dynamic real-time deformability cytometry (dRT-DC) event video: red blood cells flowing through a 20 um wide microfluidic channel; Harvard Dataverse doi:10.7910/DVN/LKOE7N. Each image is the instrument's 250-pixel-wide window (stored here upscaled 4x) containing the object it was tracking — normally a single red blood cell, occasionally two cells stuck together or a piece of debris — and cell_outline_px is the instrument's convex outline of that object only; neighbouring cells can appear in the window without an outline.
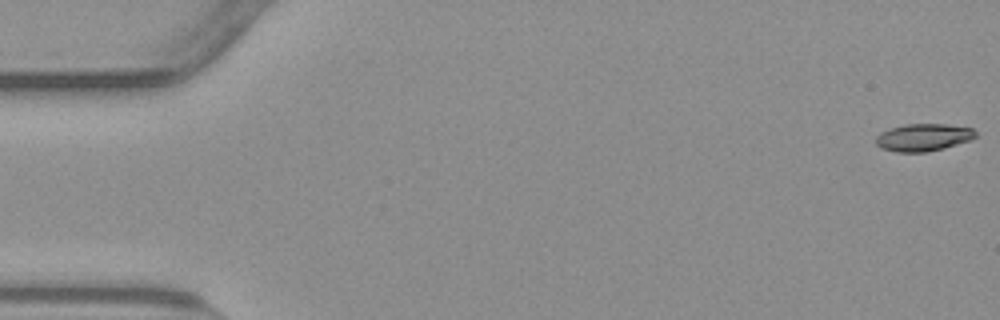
{"species": "common noctule bat (a hibernating species)", "species_latin": "Nyctalus noctula", "temperature_condition": "warm", "stored_images_in_passage": 55, "camera_frame_rate_fps": 3000, "um_per_image_px": 0.085, "animal": {"sex": "male", "body_mass_g": 23.1, "forearm_length_mm": 52.7}, "frame": {"image": 1, "passage_image": 1, "time_ms": 0.0, "image_size_px": [1000, 320], "cell_outline_px": [[976, 136], [972, 140], [944, 148], [928, 152], [896, 152], [880, 148], [876, 144], [876, 136], [880, 132], [904, 124], [948, 124], [972, 128], [976, 132]], "centroid_in_image_um": [78.49, 11.68], "position_along_channel_um": 6.5, "area_um2": 16.07}}
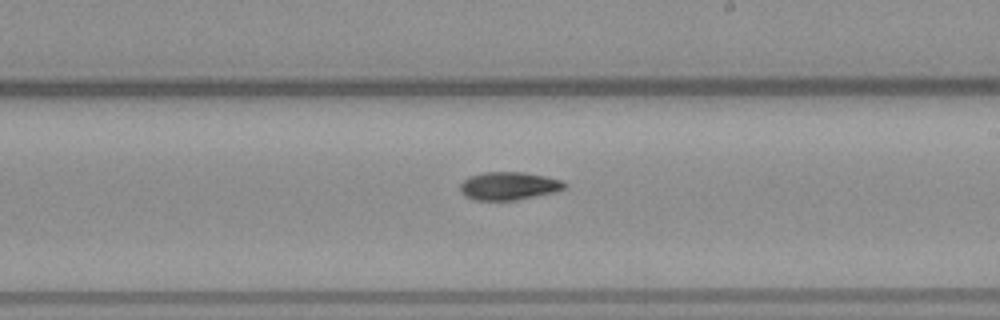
{"frame": {"image": 2, "passage_image": 32, "time_ms": 10.333, "image_size_px": [1000, 320], "cell_outline_px": [[568, 184], [564, 188], [552, 192], [516, 200], [476, 200], [464, 196], [460, 192], [460, 184], [468, 176], [484, 172], [524, 172], [544, 176], [560, 180]], "centroid_in_image_um": [43.19, 15.8], "position_along_channel_um": 245.8, "area_um2": 16.94}}
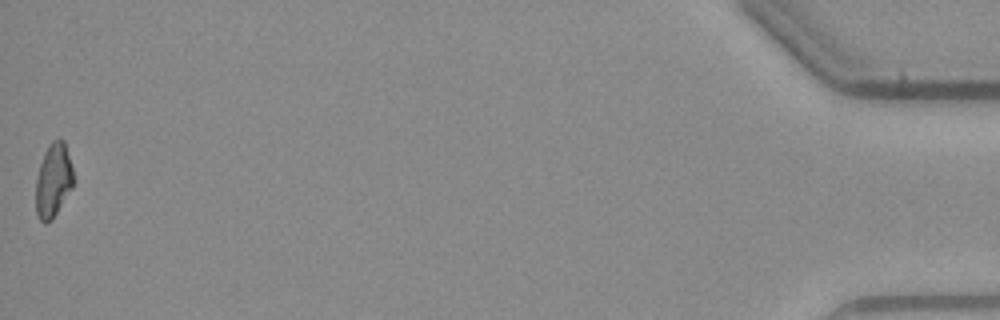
{"frame": {"image": 3, "passage_image": 55, "time_ms": 18.0, "image_size_px": [1000, 320], "cell_outline_px": [[76, 180], [72, 188], [52, 220], [44, 224], [40, 220], [36, 212], [36, 176], [44, 152], [48, 144], [52, 140], [60, 136], [64, 140]], "centroid_in_image_um": [4.55, 15.3], "position_along_channel_um": 430.7, "area_um2": 16.59}}